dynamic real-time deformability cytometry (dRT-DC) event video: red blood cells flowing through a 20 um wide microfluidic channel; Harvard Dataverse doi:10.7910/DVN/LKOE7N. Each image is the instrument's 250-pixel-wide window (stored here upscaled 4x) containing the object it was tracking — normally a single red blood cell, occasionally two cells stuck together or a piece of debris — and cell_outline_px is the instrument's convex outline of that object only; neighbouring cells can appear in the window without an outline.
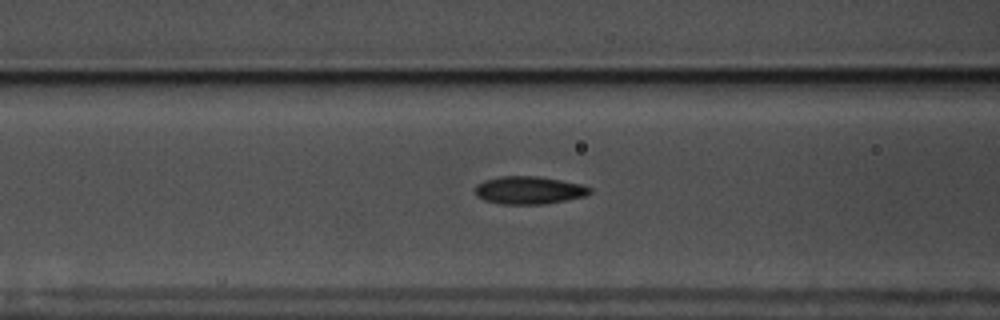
{"species": "common noctule bat (a hibernating species)", "species_latin": "Nyctalus noctula", "temperature_condition": "warm", "stored_images_in_passage": 58, "camera_frame_rate_fps": 3000, "um_per_image_px": 0.085, "animal": {"sex": "male", "body_mass_g": 17.5, "forearm_length_mm": 52.3}, "frame": {"image": 1, "passage_image": 24, "time_ms": 7.667, "image_size_px": [1000, 320], "cell_outline_px": [[592, 192], [584, 196], [544, 204], [500, 204], [484, 200], [476, 196], [476, 184], [484, 180], [500, 176], [536, 176], [560, 180], [580, 184], [592, 188]], "centroid_in_image_um": [44.93, 16.17], "position_along_channel_um": 121.7, "area_um2": 18.5}}
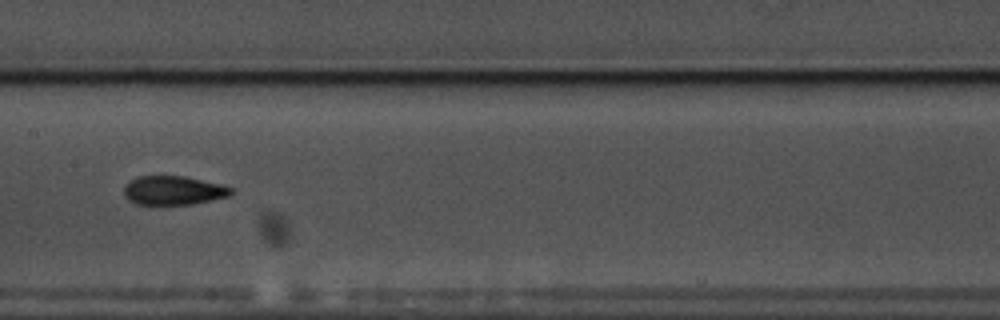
{"frame": {"image": 2, "passage_image": 30, "time_ms": 9.667, "image_size_px": [1000, 320], "cell_outline_px": [[232, 192], [228, 196], [192, 204], [136, 204], [128, 200], [124, 196], [124, 188], [136, 176], [184, 176], [224, 184], [232, 188]], "centroid_in_image_um": [14.75, 16.18], "position_along_channel_um": 192.7, "area_um2": 17.98}}
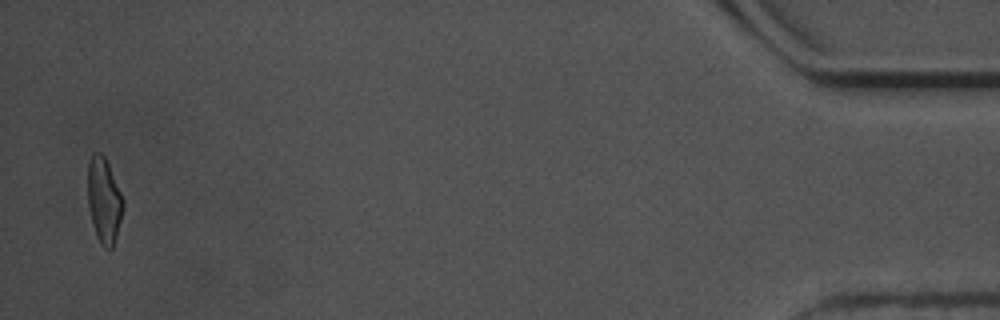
{"frame": {"image": 3, "passage_image": 57, "time_ms": 18.667, "image_size_px": [1000, 320], "cell_outline_px": [[124, 204], [116, 236], [112, 248], [104, 248], [100, 244], [96, 236], [88, 204], [88, 160], [92, 152], [100, 152], [104, 156], [108, 164], [124, 200]], "centroid_in_image_um": [8.83, 17.0], "position_along_channel_um": 426.4, "area_um2": 17.4}, "authors_computed_cell_mechanics": {"area_um2": 17.9758, "velocity_mm_per_s": 3.5608, "shape_relaxation_time_tau1_ms": 7.9056, "shape_relaxation_time_tau2_ms": 1.9366, "deformation_change_tau1": 0.1796, "deformation_change_tau2": 0.0871}}